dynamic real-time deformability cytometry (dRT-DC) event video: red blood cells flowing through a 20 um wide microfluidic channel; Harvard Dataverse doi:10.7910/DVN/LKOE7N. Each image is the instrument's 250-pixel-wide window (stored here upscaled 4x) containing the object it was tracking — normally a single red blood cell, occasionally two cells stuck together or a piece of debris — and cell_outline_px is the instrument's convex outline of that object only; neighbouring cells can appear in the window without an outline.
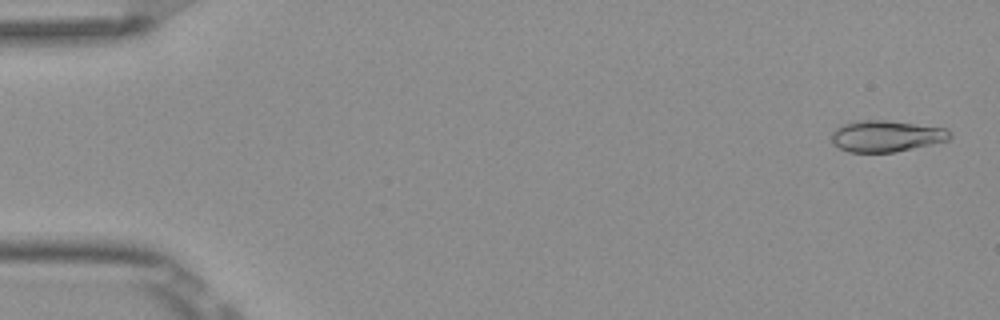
{"species": "Egyptian fruit bat (a non-hibernating species)", "species_latin": "Rousettus aegyptiacus", "temperature_condition": "room temperature", "stored_images_in_passage": 4, "camera_frame_rate_fps": 3000, "um_per_image_px": 0.085, "frame": {"image": 1, "passage_image": 1, "time_ms": 0.0, "image_size_px": [1000, 320], "cell_outline_px": [[952, 136], [948, 140], [896, 152], [848, 152], [832, 144], [832, 132], [836, 128], [844, 124], [856, 120], [884, 120], [944, 128]], "centroid_in_image_um": [75.27, 11.57], "position_along_channel_um": 9.7, "area_um2": 21.39}}
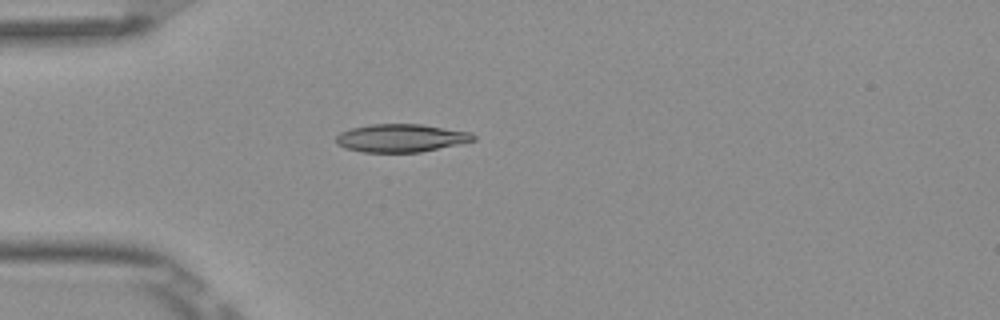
{"frame": {"image": 2, "passage_image": 4, "time_ms": 1.0, "image_size_px": [1000, 320], "cell_outline_px": [[476, 140], [420, 152], [364, 152], [344, 148], [336, 144], [336, 136], [340, 132], [352, 128], [372, 124], [420, 124], [472, 132], [476, 136]], "centroid_in_image_um": [34.08, 11.73], "position_along_channel_um": 50.9, "area_um2": 22.37}}